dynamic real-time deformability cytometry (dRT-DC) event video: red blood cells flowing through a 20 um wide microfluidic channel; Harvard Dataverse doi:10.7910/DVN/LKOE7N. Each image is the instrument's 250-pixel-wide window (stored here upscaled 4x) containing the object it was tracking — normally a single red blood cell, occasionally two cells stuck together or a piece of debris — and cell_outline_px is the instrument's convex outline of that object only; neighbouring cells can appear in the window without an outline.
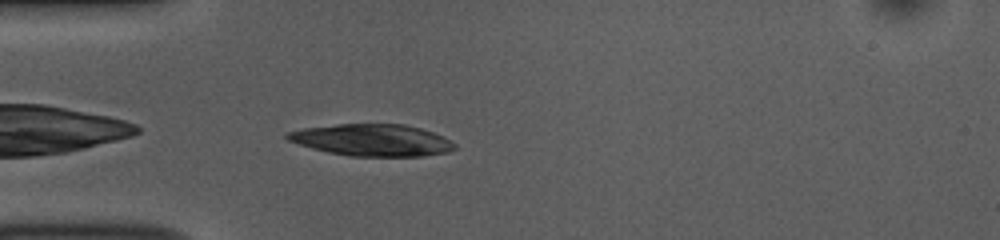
{"species": "common noctule bat (a hibernating species)", "species_latin": "Nyctalus noctula", "temperature_condition": "room temperature", "stored_images_in_passage": 34, "camera_frame_rate_fps": 3000, "um_per_image_px": 0.085, "animal": {"sex": "female", "body_mass_g": 10.0, "forearm_length_mm": 53.1}, "frame": {"image": 1, "passage_image": 2, "time_ms": 0.333, "image_size_px": [1000, 240], "cell_outline_px": [[456, 148], [448, 152], [420, 156], [348, 156], [328, 152], [312, 148], [288, 140], [284, 136], [284, 132], [304, 128], [336, 124], [404, 124], [420, 128], [432, 132], [456, 144]], "centroid_in_image_um": [31.59, 11.9], "position_along_channel_um": 53.4, "area_um2": 30.92}}
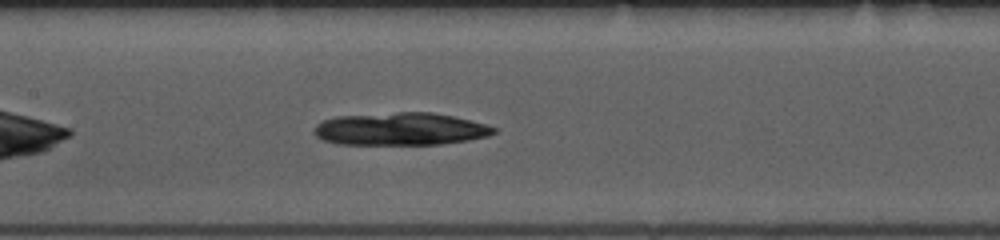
{"frame": {"image": 2, "passage_image": 12, "time_ms": 3.667, "image_size_px": [1000, 240], "cell_outline_px": [[496, 132], [488, 136], [468, 140], [440, 144], [336, 144], [324, 140], [316, 136], [312, 132], [316, 124], [324, 120], [336, 116], [396, 112], [432, 112], [452, 116], [484, 124], [496, 128]], "centroid_in_image_um": [33.99, 10.96], "position_along_channel_um": 173.4, "area_um2": 34.1}}
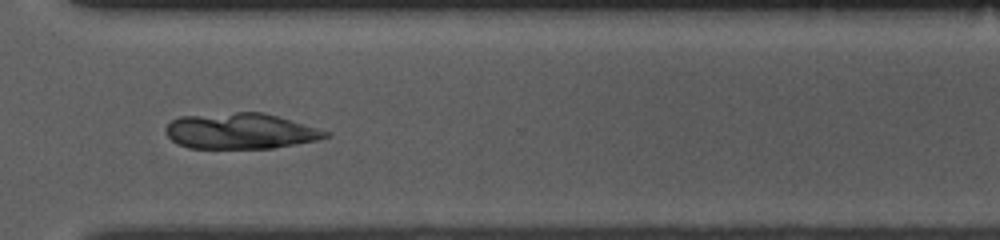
{"frame": {"image": 3, "passage_image": 26, "time_ms": 8.333, "image_size_px": [1000, 240], "cell_outline_px": [[328, 136], [316, 140], [272, 148], [188, 148], [176, 144], [168, 136], [164, 128], [172, 120], [180, 116], [236, 112], [264, 112], [316, 128], [328, 132]], "centroid_in_image_um": [20.36, 11.14], "position_along_channel_um": 350.2, "area_um2": 33.0}}